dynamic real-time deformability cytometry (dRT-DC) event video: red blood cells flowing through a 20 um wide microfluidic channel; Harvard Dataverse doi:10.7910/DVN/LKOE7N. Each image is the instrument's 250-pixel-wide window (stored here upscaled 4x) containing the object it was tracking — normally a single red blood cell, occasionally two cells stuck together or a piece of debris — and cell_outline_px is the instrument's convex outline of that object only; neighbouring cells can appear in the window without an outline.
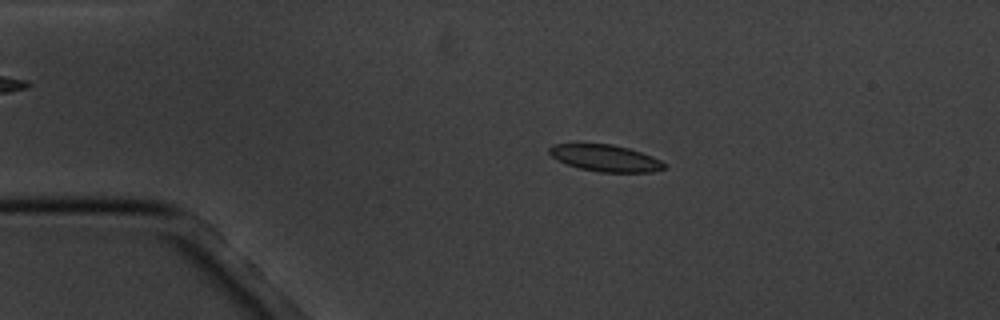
{"species": "common noctule bat (a hibernating species)", "species_latin": "Nyctalus noctula", "temperature_condition": "cold", "stored_images_in_passage": 7, "camera_frame_rate_fps": 3000, "um_per_image_px": 0.085, "animal": {"sex": "male", "body_mass_g": 20.1, "forearm_length_mm": 53.5}, "frame": {"image": 1, "passage_image": 3, "time_ms": 2.333, "image_size_px": [1000, 320], "cell_outline_px": [[664, 168], [652, 172], [600, 172], [580, 168], [568, 164], [552, 156], [548, 152], [548, 148], [552, 144], [612, 144], [628, 148], [652, 156], [660, 160], [664, 164]], "centroid_in_image_um": [51.45, 13.43], "position_along_channel_um": 33.6, "area_um2": 17.57}}
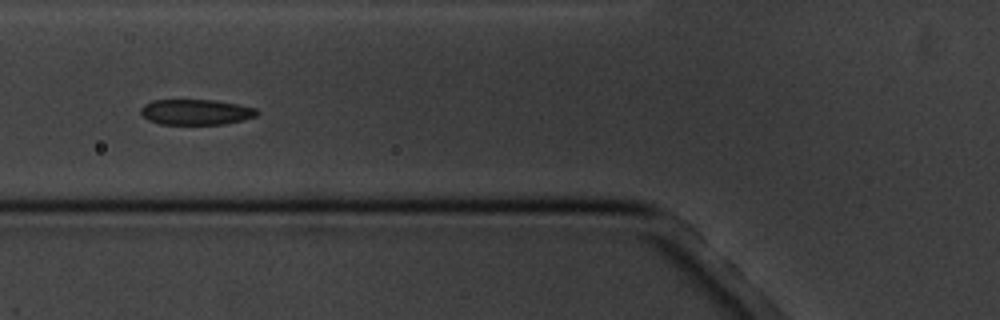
{"frame": {"image": 2, "passage_image": 6, "time_ms": 5.667, "image_size_px": [1000, 320], "cell_outline_px": [[260, 112], [256, 116], [244, 120], [224, 124], [160, 124], [148, 120], [140, 112], [140, 108], [144, 104], [152, 100], [212, 100], [236, 104], [256, 108]], "centroid_in_image_um": [16.65, 9.53], "position_along_channel_um": 109.1, "area_um2": 17.28}}
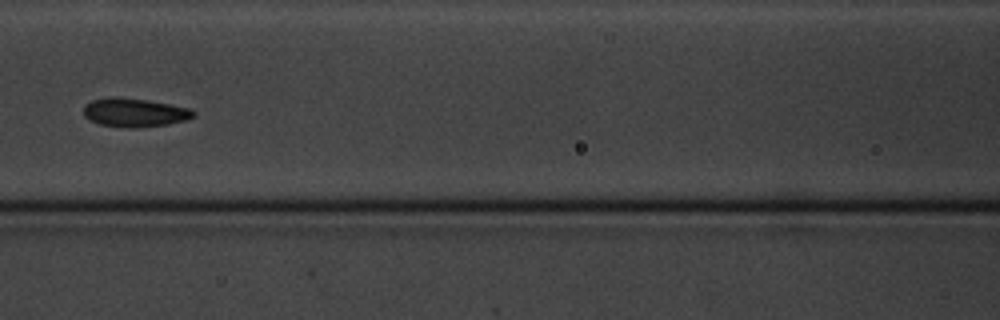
{"frame": {"image": 3, "passage_image": 7, "time_ms": 7.0, "image_size_px": [1000, 320], "cell_outline_px": [[196, 116], [188, 120], [168, 124], [140, 128], [128, 128], [100, 124], [84, 116], [84, 104], [92, 100], [108, 96], [116, 96], [148, 100], [192, 108], [196, 112]], "centroid_in_image_um": [11.48, 9.56], "position_along_channel_um": 155.1, "area_um2": 18.73}}